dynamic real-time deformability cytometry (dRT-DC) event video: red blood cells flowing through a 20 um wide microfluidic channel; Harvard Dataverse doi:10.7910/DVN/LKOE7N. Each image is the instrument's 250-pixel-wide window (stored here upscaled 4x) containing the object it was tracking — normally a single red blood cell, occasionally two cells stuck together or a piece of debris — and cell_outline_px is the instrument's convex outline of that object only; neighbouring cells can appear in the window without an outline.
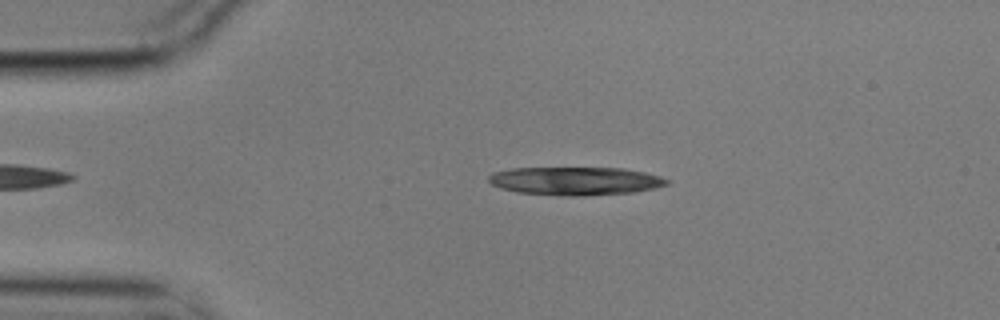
{"species": "common noctule bat (a hibernating species)", "species_latin": "Nyctalus noctula", "temperature_condition": "cold", "stored_images_in_passage": 3, "camera_frame_rate_fps": 3000, "um_per_image_px": 0.085, "animal": {"sex": "male", "body_mass_g": 17.9}, "frame": {"image": 1, "passage_image": 1, "time_ms": 0.0, "image_size_px": [1000, 320], "cell_outline_px": [[672, 180], [668, 184], [656, 188], [636, 192], [584, 196], [564, 196], [516, 192], [500, 188], [492, 184], [488, 180], [488, 176], [492, 172], [512, 168], [624, 168], [644, 172], [660, 176]], "centroid_in_image_um": [48.93, 15.39], "position_along_channel_um": 36.1, "area_um2": 29.65}}